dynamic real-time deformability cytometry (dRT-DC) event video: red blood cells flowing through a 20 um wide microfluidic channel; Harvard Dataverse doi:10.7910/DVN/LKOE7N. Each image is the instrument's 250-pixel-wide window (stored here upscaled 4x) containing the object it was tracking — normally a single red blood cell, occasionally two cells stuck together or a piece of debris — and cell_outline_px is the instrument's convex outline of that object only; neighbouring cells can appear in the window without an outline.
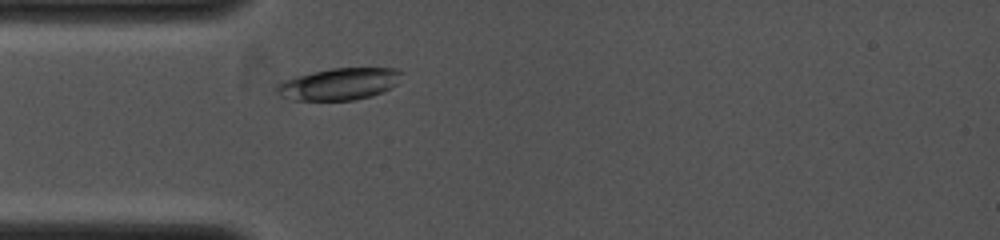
{"species": "common noctule bat (a hibernating species)", "species_latin": "Nyctalus noctula", "temperature_condition": "cold", "stored_images_in_passage": 12, "camera_frame_rate_fps": 4000, "um_per_image_px": 0.085, "animal": {"sex": "female", "body_mass_g": 19.0, "forearm_length_mm": 53.3}, "frame": {"image": 1, "passage_image": 3, "time_ms": 1.0, "image_size_px": [1000, 240], "cell_outline_px": [[404, 72], [396, 84], [372, 96], [356, 100], [292, 100], [280, 96], [276, 92], [276, 84], [284, 80], [312, 72], [332, 68], [396, 68]], "centroid_in_image_um": [28.81, 7.14], "position_along_channel_um": 56.2, "area_um2": 23.18}}
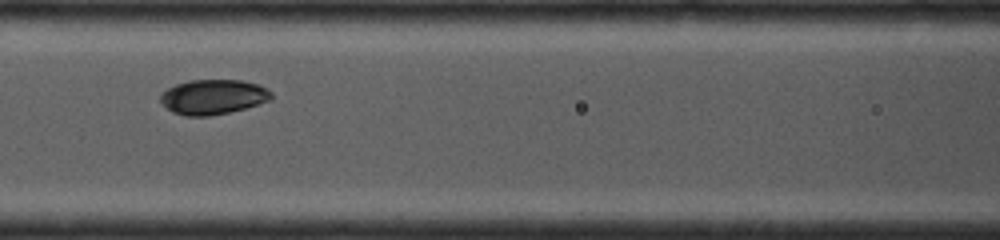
{"frame": {"image": 2, "passage_image": 8, "time_ms": 3.0, "image_size_px": [1000, 240], "cell_outline_px": [[272, 100], [244, 108], [228, 112], [208, 116], [188, 116], [172, 112], [160, 100], [160, 96], [168, 88], [176, 84], [192, 80], [240, 80], [256, 84], [272, 92]], "centroid_in_image_um": [18.12, 8.24], "position_along_channel_um": 148.5, "area_um2": 22.2}}
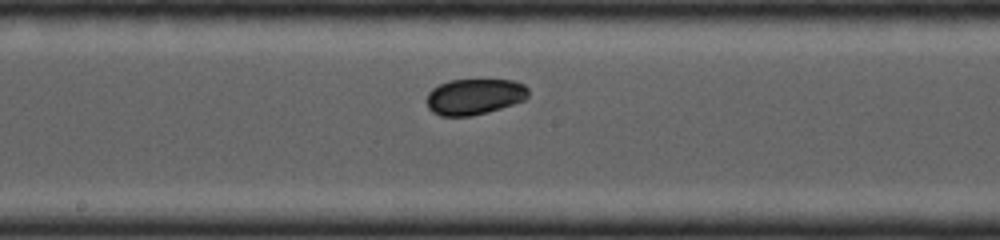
{"frame": {"image": 3, "passage_image": 11, "time_ms": 4.25, "image_size_px": [1000, 240], "cell_outline_px": [[528, 96], [524, 100], [500, 108], [468, 116], [440, 116], [432, 112], [428, 108], [428, 92], [432, 88], [448, 80], [512, 80], [524, 84], [528, 88]], "centroid_in_image_um": [40.31, 8.2], "position_along_channel_um": 207.9, "area_um2": 21.1}}